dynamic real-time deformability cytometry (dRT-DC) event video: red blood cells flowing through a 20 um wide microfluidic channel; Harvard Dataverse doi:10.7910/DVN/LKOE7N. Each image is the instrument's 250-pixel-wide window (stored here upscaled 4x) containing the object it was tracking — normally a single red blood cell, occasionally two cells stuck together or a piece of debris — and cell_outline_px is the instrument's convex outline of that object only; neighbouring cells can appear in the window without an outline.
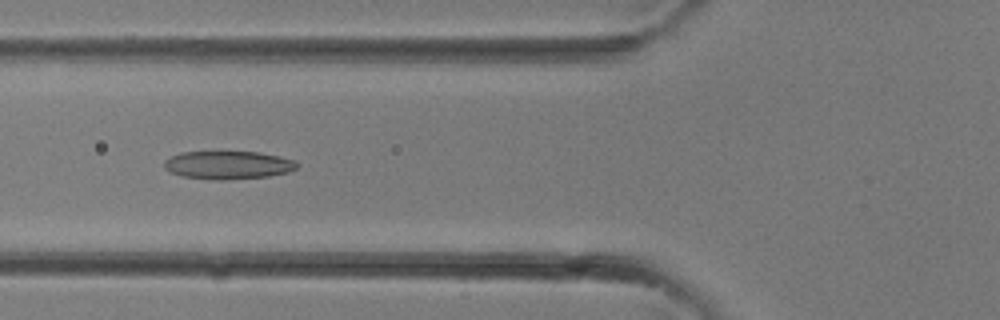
{"species": "common noctule bat (a hibernating species)", "species_latin": "Nyctalus noctula", "temperature_condition": "room temperature", "stored_images_in_passage": 33, "camera_frame_rate_fps": 3000, "um_per_image_px": 0.085, "animal": {"sex": "female"}, "frame": {"image": 1, "passage_image": 13, "time_ms": 4.0, "image_size_px": [1000, 320], "cell_outline_px": [[296, 168], [288, 172], [268, 176], [220, 180], [216, 180], [184, 176], [168, 172], [164, 168], [164, 160], [180, 152], [260, 152], [280, 156], [296, 160]], "centroid_in_image_um": [19.37, 14.02], "position_along_channel_um": 106.4, "area_um2": 21.68}}
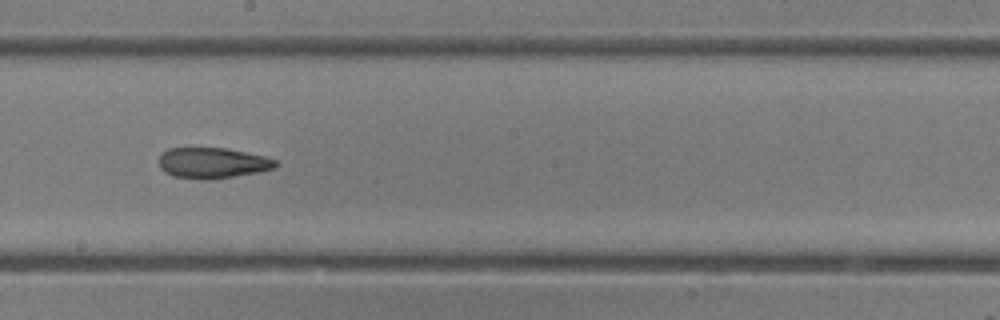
{"frame": {"image": 2, "passage_image": 19, "time_ms": 6.0, "image_size_px": [1000, 320], "cell_outline_px": [[276, 168], [260, 172], [208, 180], [200, 180], [172, 176], [164, 172], [160, 168], [160, 156], [168, 148], [224, 148], [264, 156], [276, 160]], "centroid_in_image_um": [18.05, 13.87], "position_along_channel_um": 230.1, "area_um2": 20.87}}
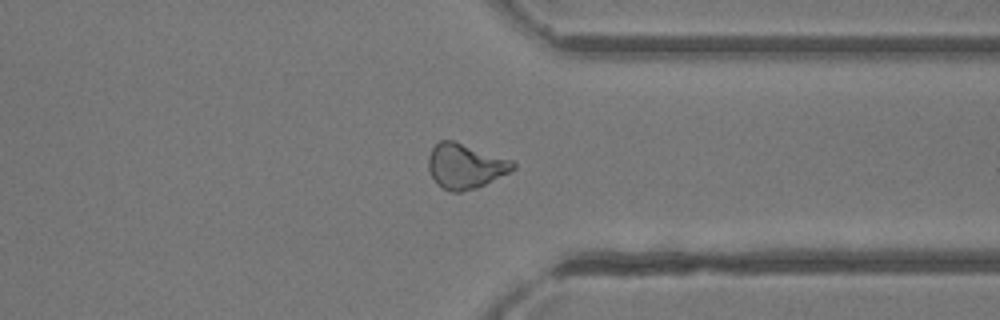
{"frame": {"image": 3, "passage_image": 26, "time_ms": 8.333, "image_size_px": [1000, 320], "cell_outline_px": [[516, 168], [476, 188], [460, 192], [452, 192], [436, 184], [428, 168], [428, 156], [432, 148], [440, 140], [452, 140], [512, 160], [516, 164]], "centroid_in_image_um": [39.52, 14.11], "position_along_channel_um": 371.9, "area_um2": 21.85}}